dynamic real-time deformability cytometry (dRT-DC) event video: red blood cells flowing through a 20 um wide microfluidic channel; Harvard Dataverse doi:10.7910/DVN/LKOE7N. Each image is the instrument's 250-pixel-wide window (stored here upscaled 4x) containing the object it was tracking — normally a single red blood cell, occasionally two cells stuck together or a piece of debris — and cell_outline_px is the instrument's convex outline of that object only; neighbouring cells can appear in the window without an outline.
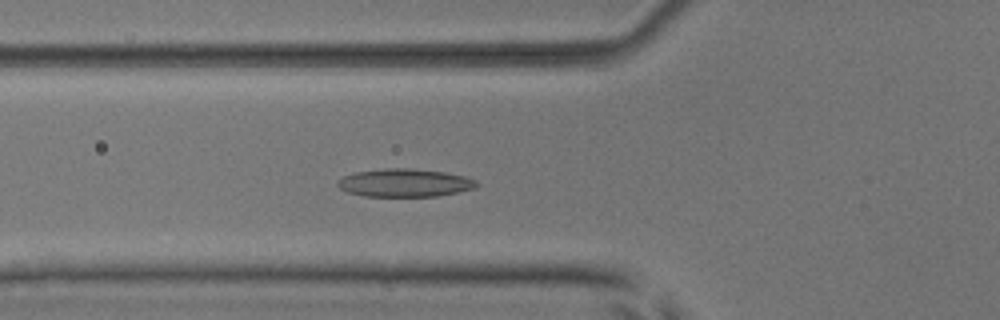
{"species": "common noctule bat (a hibernating species)", "species_latin": "Nyctalus noctula", "temperature_condition": "room temperature", "stored_images_in_passage": 38, "camera_frame_rate_fps": 3000, "um_per_image_px": 0.085, "animal": {"sex": "male", "body_mass_g": 17.9, "forearm_length_mm": 54.2}, "frame": {"image": 1, "passage_image": 8, "time_ms": 2.333, "image_size_px": [1000, 320], "cell_outline_px": [[480, 184], [476, 188], [436, 196], [364, 196], [348, 192], [340, 188], [336, 184], [336, 180], [352, 172], [384, 168], [408, 168], [444, 172], [464, 176], [476, 180]], "centroid_in_image_um": [34.37, 15.53], "position_along_channel_um": 91.4, "area_um2": 22.77}}
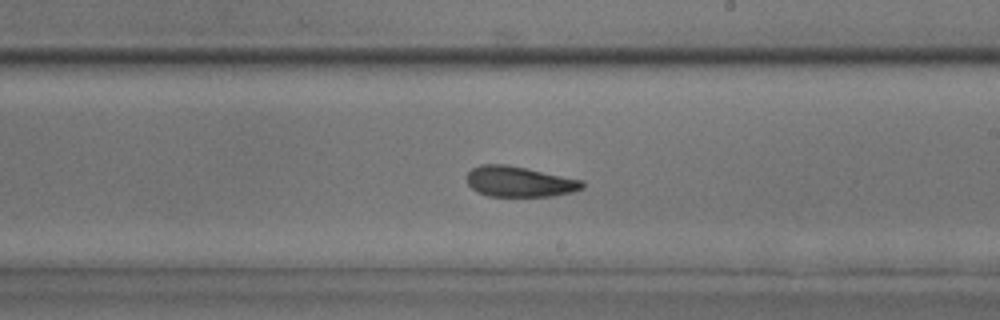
{"frame": {"image": 2, "passage_image": 20, "time_ms": 6.333, "image_size_px": [1000, 320], "cell_outline_px": [[584, 188], [572, 192], [552, 196], [488, 196], [476, 192], [468, 184], [468, 172], [472, 168], [480, 164], [508, 164], [580, 180], [584, 184]], "centroid_in_image_um": [44.11, 15.44], "position_along_channel_um": 244.9, "area_um2": 20.4}}
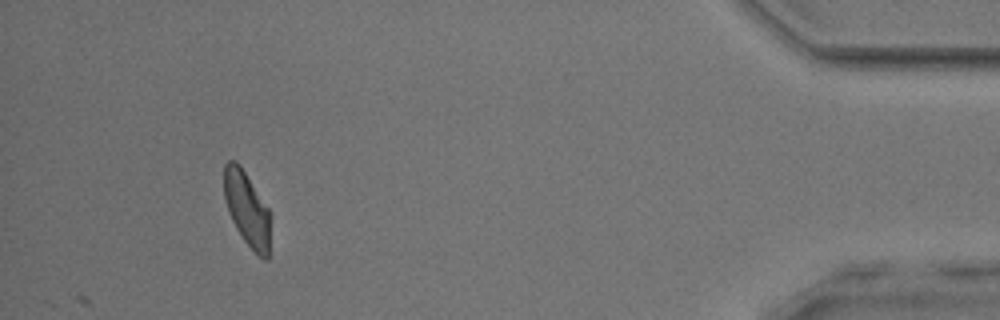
{"frame": {"image": 3, "passage_image": 38, "time_ms": 12.333, "image_size_px": [1000, 320], "cell_outline_px": [[272, 216], [268, 260], [264, 260], [244, 240], [236, 228], [228, 212], [224, 200], [224, 164], [228, 160], [236, 160], [240, 164], [272, 212]], "centroid_in_image_um": [21.03, 17.73], "position_along_channel_um": 414.2, "area_um2": 20.63}, "authors_computed_cell_mechanics": {"area_um2": 20.6635, "velocity_mm_per_s": 3.8478, "shape_relaxation_time_tau1_ms": 6.4482, "shape_relaxation_time_tau2_ms": 2.827, "deformation_change_tau1": 0.1552, "deformation_change_tau2": 0.0887}}